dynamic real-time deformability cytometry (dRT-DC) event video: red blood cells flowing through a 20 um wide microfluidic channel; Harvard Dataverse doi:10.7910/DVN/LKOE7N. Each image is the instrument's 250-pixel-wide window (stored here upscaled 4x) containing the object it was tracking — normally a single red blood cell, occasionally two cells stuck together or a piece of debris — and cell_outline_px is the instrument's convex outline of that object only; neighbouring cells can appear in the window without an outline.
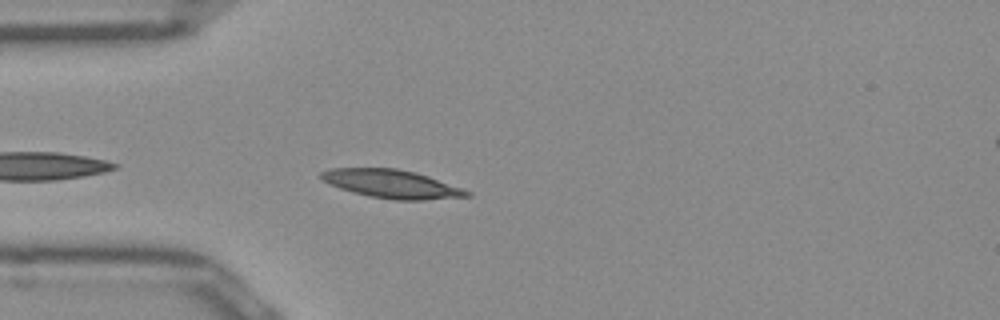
{"species": "Egyptian fruit bat (a non-hibernating species)", "species_latin": "Rousettus aegyptiacus", "temperature_condition": "room temperature", "stored_images_in_passage": 16, "camera_frame_rate_fps": 3000, "um_per_image_px": 0.085, "frame": {"image": 1, "passage_image": 3, "time_ms": 0.667, "image_size_px": [1000, 320], "cell_outline_px": [[472, 196], [424, 200], [396, 200], [368, 196], [352, 192], [340, 188], [324, 180], [320, 176], [320, 172], [332, 168], [396, 168], [416, 172], [428, 176], [472, 192]], "centroid_in_image_um": [33.32, 15.64], "position_along_channel_um": 51.7, "area_um2": 23.93}}
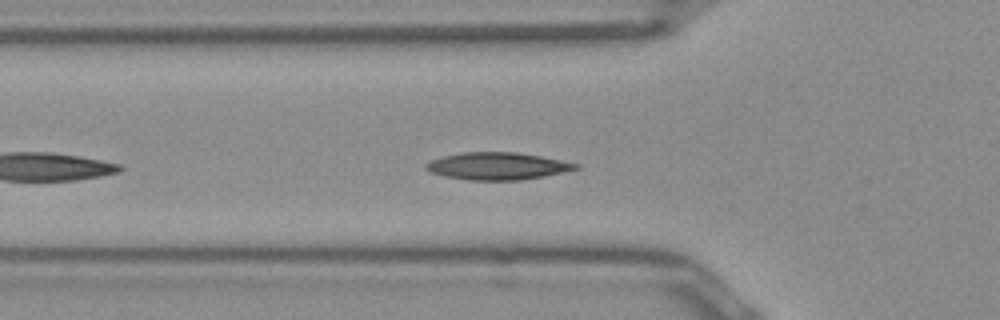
{"frame": {"image": 2, "passage_image": 6, "time_ms": 1.667, "image_size_px": [1000, 320], "cell_outline_px": [[580, 168], [544, 176], [520, 180], [468, 180], [444, 176], [432, 172], [424, 168], [424, 164], [432, 160], [444, 156], [464, 152], [516, 152], [540, 156], [580, 164]], "centroid_in_image_um": [42.28, 14.12], "position_along_channel_um": 83.5, "area_um2": 23.64}}
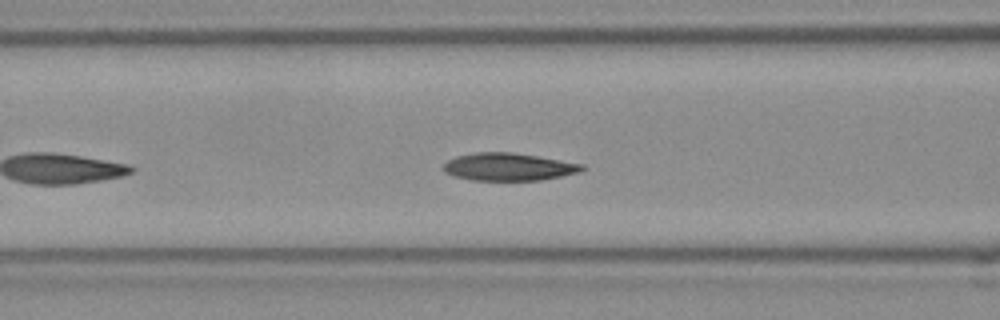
{"frame": {"image": 3, "passage_image": 9, "time_ms": 2.667, "image_size_px": [1000, 320], "cell_outline_px": [[584, 168], [580, 172], [540, 180], [472, 180], [456, 176], [444, 172], [444, 164], [448, 160], [456, 156], [476, 152], [512, 152], [584, 164]], "centroid_in_image_um": [43.22, 14.18], "position_along_channel_um": 123.4, "area_um2": 22.08}}